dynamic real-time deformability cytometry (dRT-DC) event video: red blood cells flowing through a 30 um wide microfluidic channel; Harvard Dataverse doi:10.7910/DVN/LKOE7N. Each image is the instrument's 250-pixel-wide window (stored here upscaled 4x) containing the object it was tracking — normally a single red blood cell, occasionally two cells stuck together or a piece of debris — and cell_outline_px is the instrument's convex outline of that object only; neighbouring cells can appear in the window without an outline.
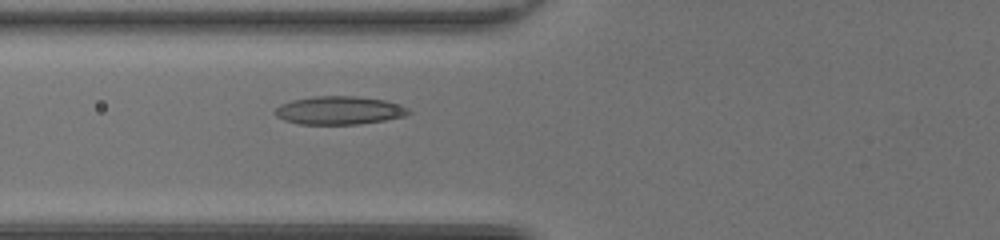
{"species": "common noctule bat (a hibernating species)", "species_latin": "Nyctalus noctula", "temperature_condition": "room temperature", "stored_images_in_passage": 43, "camera_frame_rate_fps": 3000, "um_per_image_px": 0.085, "animal": {"sex": "female", "body_mass_g": 20.0, "forearm_length_mm": 54.0}, "frame": {"image": 1, "passage_image": 13, "time_ms": 4.0, "image_size_px": [1000, 240], "cell_outline_px": [[412, 112], [404, 116], [384, 120], [356, 124], [300, 124], [284, 120], [276, 116], [272, 112], [280, 104], [292, 100], [312, 96], [356, 96], [384, 100], [408, 108]], "centroid_in_image_um": [28.78, 9.38], "position_along_channel_um": 97.0, "area_um2": 21.91}}
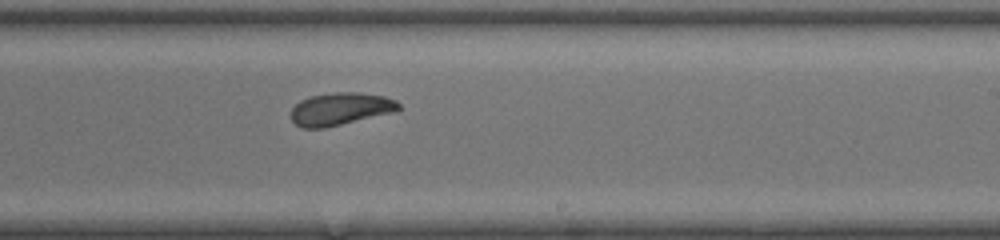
{"frame": {"image": 2, "passage_image": 25, "time_ms": 8.0, "image_size_px": [1000, 240], "cell_outline_px": [[400, 108], [396, 112], [324, 128], [300, 128], [288, 116], [292, 108], [300, 100], [312, 96], [336, 92], [360, 92], [384, 96], [396, 100], [400, 104]], "centroid_in_image_um": [28.93, 9.26], "position_along_channel_um": 260.1, "area_um2": 20.63}}
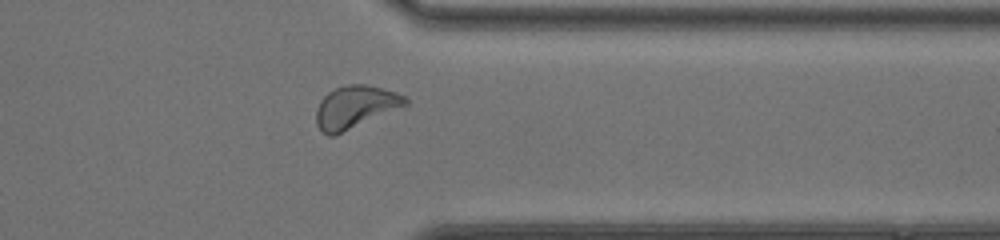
{"frame": {"image": 3, "passage_image": 34, "time_ms": 11.0, "image_size_px": [1000, 240], "cell_outline_px": [[408, 104], [336, 136], [328, 136], [316, 124], [316, 108], [320, 100], [328, 92], [336, 88], [348, 84], [364, 84], [396, 92], [404, 96], [408, 100]], "centroid_in_image_um": [30.17, 9.11], "position_along_channel_um": 381.2, "area_um2": 22.02}, "authors_computed_cell_mechanics": {"area_um2": 20.8658, "velocity_mm_per_s": 4.0715, "shape_relaxation_time_tau1_ms": 4.3336, "shape_relaxation_time_tau2_ms": 4.0507, "deformation_change_tau1": 0.1386, "deformation_change_tau2": 0.0747}}